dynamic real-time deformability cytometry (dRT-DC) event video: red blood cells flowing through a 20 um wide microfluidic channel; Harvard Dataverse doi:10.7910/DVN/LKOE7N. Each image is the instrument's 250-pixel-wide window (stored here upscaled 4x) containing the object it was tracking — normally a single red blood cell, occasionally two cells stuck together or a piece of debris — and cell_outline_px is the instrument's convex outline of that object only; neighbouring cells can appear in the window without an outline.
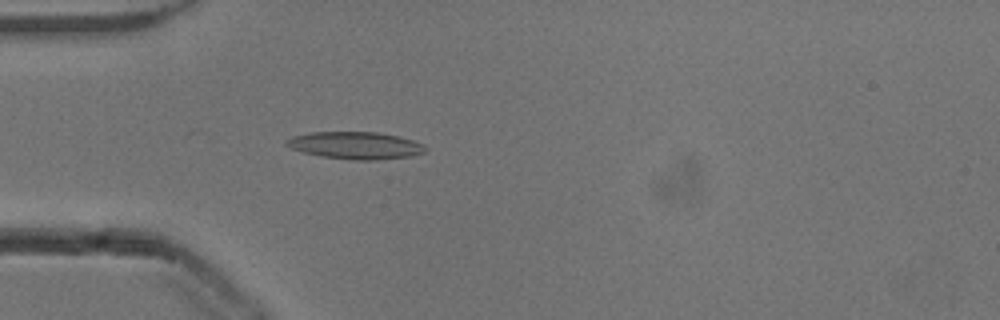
{"species": "common noctule bat (a hibernating species)", "species_latin": "Nyctalus noctula", "temperature_condition": "cold", "stored_images_in_passage": 22, "camera_frame_rate_fps": 3000, "um_per_image_px": 0.085, "animal": {"sex": "male", "body_mass_g": 13.3}, "frame": {"image": 1, "passage_image": 3, "time_ms": 0.667, "image_size_px": [1000, 320], "cell_outline_px": [[428, 148], [424, 152], [412, 156], [376, 160], [352, 160], [320, 156], [304, 152], [292, 148], [284, 144], [284, 140], [292, 136], [312, 132], [380, 132], [412, 140], [424, 144]], "centroid_in_image_um": [30.22, 12.36], "position_along_channel_um": 54.8, "area_um2": 22.14}}
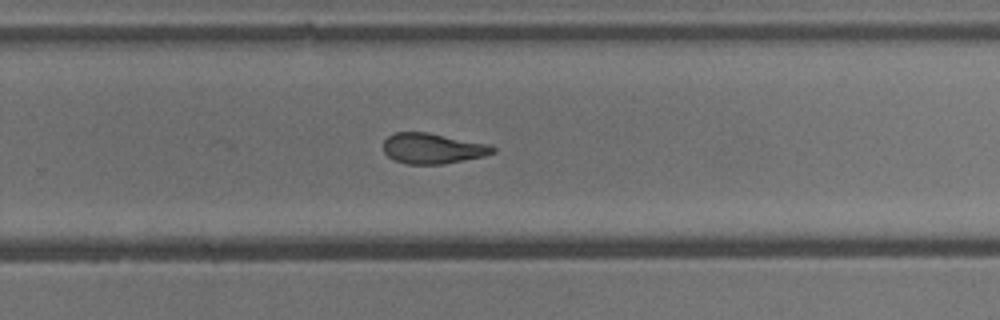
{"frame": {"image": 2, "passage_image": 22, "time_ms": 7.0, "image_size_px": [1000, 320], "cell_outline_px": [[496, 152], [484, 156], [440, 164], [408, 164], [396, 160], [388, 156], [384, 152], [384, 140], [388, 136], [396, 132], [428, 132], [492, 144], [496, 148]], "centroid_in_image_um": [36.82, 12.6], "position_along_channel_um": 293.0, "area_um2": 19.48}}